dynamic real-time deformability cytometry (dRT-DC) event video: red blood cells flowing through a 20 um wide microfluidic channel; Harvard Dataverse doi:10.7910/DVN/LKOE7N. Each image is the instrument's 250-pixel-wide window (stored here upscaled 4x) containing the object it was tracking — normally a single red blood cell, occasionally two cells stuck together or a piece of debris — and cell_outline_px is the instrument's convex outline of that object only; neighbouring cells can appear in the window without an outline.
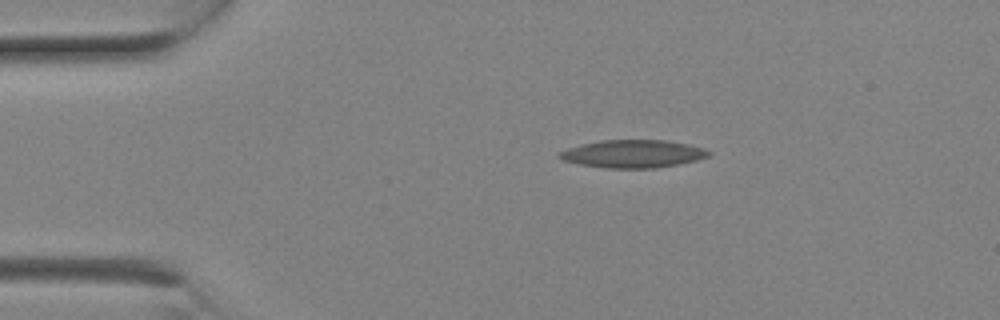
{"species": "Egyptian fruit bat (a non-hibernating species)", "species_latin": "Rousettus aegyptiacus", "temperature_condition": "room temperature", "stored_images_in_passage": 3, "camera_frame_rate_fps": 3000, "um_per_image_px": 0.085, "animal": {"sex": "female"}, "frame": {"image": 1, "passage_image": 3, "time_ms": 0.667, "image_size_px": [1000, 320], "cell_outline_px": [[712, 152], [708, 156], [696, 160], [676, 164], [652, 168], [608, 168], [580, 164], [564, 160], [556, 156], [560, 152], [568, 148], [580, 144], [600, 140], [664, 140], [688, 144], [704, 148]], "centroid_in_image_um": [53.79, 13.06], "position_along_channel_um": 31.2, "area_um2": 23.99}}